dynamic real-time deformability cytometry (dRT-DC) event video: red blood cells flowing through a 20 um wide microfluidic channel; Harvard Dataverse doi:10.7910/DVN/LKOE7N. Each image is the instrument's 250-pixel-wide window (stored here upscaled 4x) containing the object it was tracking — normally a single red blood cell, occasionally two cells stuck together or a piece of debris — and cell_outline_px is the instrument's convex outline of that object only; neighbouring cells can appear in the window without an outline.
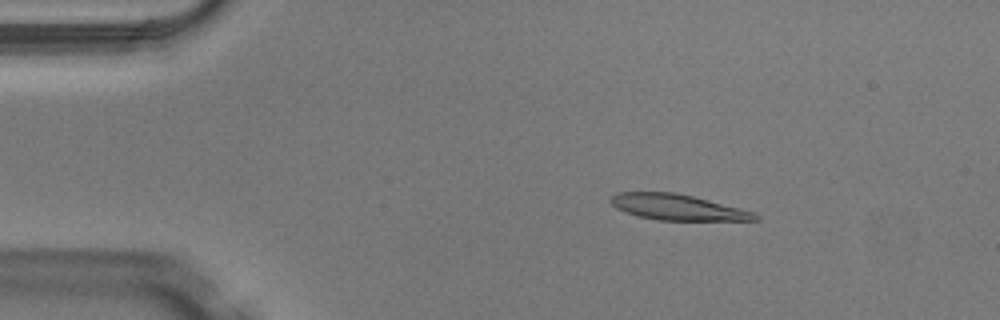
{"species": "Egyptian fruit bat (a non-hibernating species)", "species_latin": "Rousettus aegyptiacus", "temperature_condition": "warm", "stored_images_in_passage": 5, "camera_frame_rate_fps": 3000, "um_per_image_px": 0.085, "animal": {"sex": "male"}, "frame": {"image": 1, "passage_image": 1, "time_ms": 0.0, "image_size_px": [1000, 320], "cell_outline_px": [[760, 220], [656, 220], [640, 216], [616, 208], [608, 200], [616, 192], [676, 192], [740, 208], [752, 212], [760, 216]], "centroid_in_image_um": [57.57, 17.61], "position_along_channel_um": 27.4, "area_um2": 21.44}}
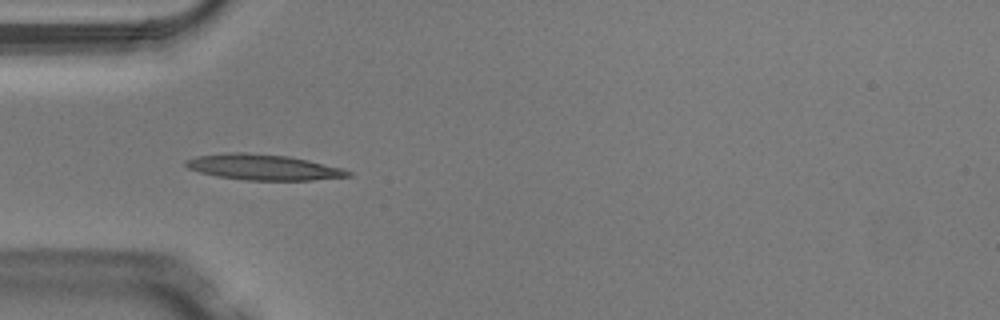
{"frame": {"image": 2, "passage_image": 3, "time_ms": 0.667, "image_size_px": [1000, 320], "cell_outline_px": [[352, 176], [312, 180], [244, 180], [216, 176], [200, 172], [188, 168], [184, 164], [184, 160], [196, 156], [236, 152], [244, 152], [288, 156], [308, 160], [344, 168], [352, 172]], "centroid_in_image_um": [22.4, 14.21], "position_along_channel_um": 62.6, "area_um2": 24.28}}
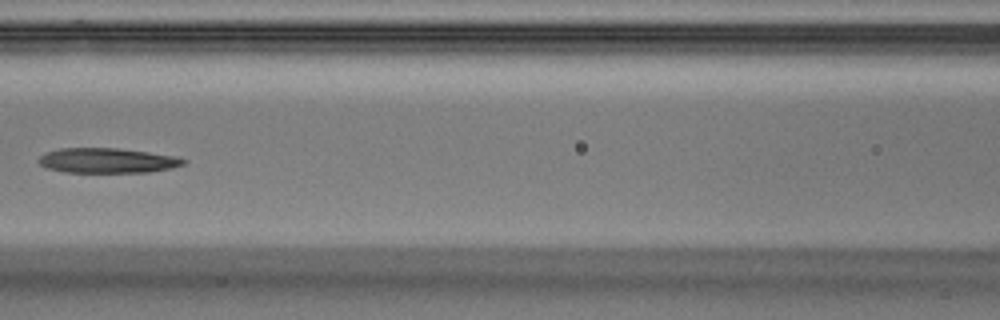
{"frame": {"image": 3, "passage_image": 5, "time_ms": 1.333, "image_size_px": [1000, 320], "cell_outline_px": [[188, 160], [184, 164], [172, 168], [148, 172], [64, 172], [48, 168], [40, 164], [36, 160], [44, 152], [60, 148], [116, 148], [180, 156]], "centroid_in_image_um": [9.14, 13.64], "position_along_channel_um": 157.5, "area_um2": 21.21}}